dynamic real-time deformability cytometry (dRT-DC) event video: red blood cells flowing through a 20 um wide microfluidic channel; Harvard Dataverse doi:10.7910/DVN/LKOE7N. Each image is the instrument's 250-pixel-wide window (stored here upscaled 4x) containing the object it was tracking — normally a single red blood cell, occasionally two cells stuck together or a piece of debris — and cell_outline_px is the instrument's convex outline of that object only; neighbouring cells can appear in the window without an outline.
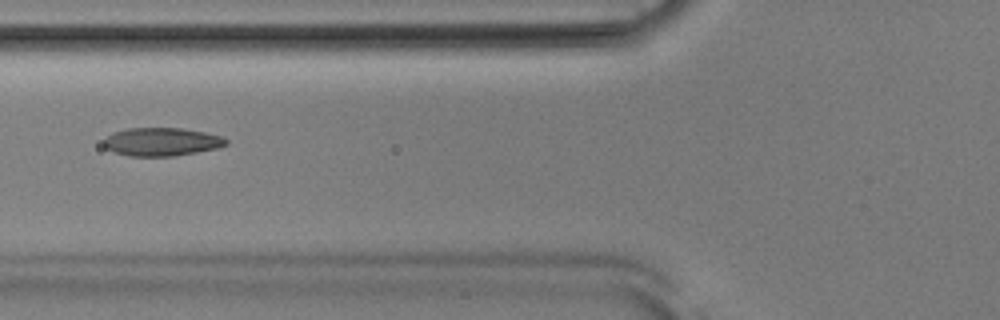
{"species": "Egyptian fruit bat (a non-hibernating species)", "species_latin": "Rousettus aegyptiacus", "temperature_condition": "room temperature", "stored_images_in_passage": 20, "camera_frame_rate_fps": 3000, "um_per_image_px": 0.085, "animal": {"sex": "male"}, "frame": {"image": 1, "passage_image": 6, "time_ms": 1.667, "image_size_px": [1000, 320], "cell_outline_px": [[228, 144], [216, 148], [196, 152], [172, 156], [128, 156], [116, 152], [108, 148], [104, 144], [104, 140], [112, 132], [128, 128], [180, 128], [204, 132], [220, 136], [228, 140]], "centroid_in_image_um": [13.74, 12.05], "position_along_channel_um": 112.1, "area_um2": 19.88}}
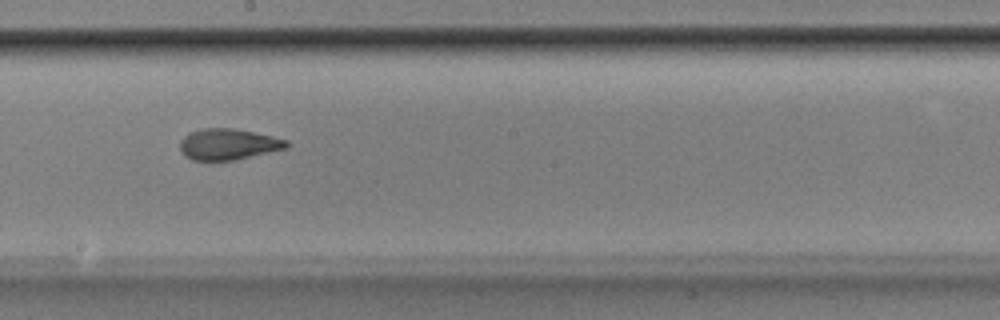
{"frame": {"image": 2, "passage_image": 15, "time_ms": 4.667, "image_size_px": [1000, 320], "cell_outline_px": [[288, 148], [236, 160], [192, 160], [184, 156], [180, 148], [180, 140], [188, 132], [200, 128], [232, 128], [272, 136], [288, 140]], "centroid_in_image_um": [19.38, 12.26], "position_along_channel_um": 228.8, "area_um2": 19.42}}